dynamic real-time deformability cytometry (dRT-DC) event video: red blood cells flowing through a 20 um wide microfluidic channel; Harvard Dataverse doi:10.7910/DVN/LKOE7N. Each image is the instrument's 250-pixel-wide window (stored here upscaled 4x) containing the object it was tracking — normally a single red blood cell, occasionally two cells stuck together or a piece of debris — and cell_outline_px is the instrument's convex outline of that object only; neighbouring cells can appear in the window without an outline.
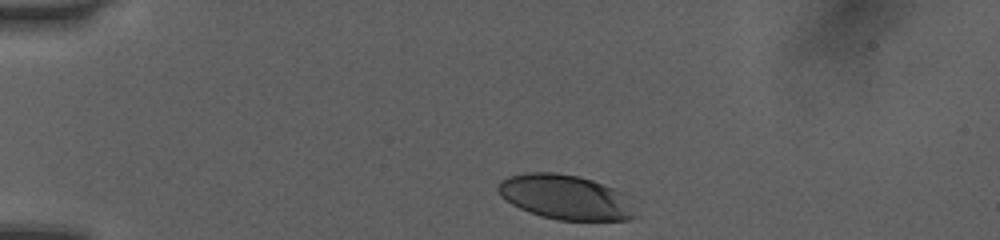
{"species": "human", "species_latin": "Homo sapiens", "temperature_condition": "room temperature", "stored_images_in_passage": 33, "camera_frame_rate_fps": 3000, "um_per_image_px": 0.085, "donor": {"sex": "female"}, "frame": {"image": 1, "passage_image": 1, "time_ms": 0.0, "image_size_px": [1000, 240], "cell_outline_px": [[636, 216], [632, 220], [556, 220], [540, 216], [528, 212], [512, 204], [500, 196], [496, 188], [500, 180], [508, 176], [528, 172], [556, 172], [580, 176], [592, 180], [612, 188], [620, 192]], "centroid_in_image_um": [47.97, 16.75], "position_along_channel_um": 37.0, "area_um2": 35.49}}
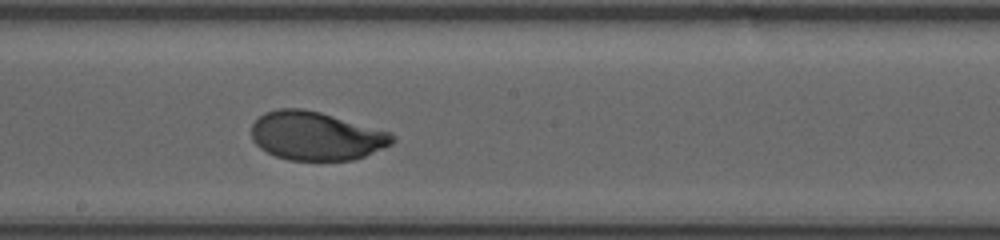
{"frame": {"image": 2, "passage_image": 19, "time_ms": 6.0, "image_size_px": [1000, 240], "cell_outline_px": [[396, 140], [392, 144], [364, 156], [352, 160], [288, 160], [276, 156], [260, 148], [252, 140], [252, 124], [264, 112], [280, 108], [300, 108], [320, 112], [392, 132], [396, 136]], "centroid_in_image_um": [26.88, 11.55], "position_along_channel_um": 221.3, "area_um2": 39.94}}
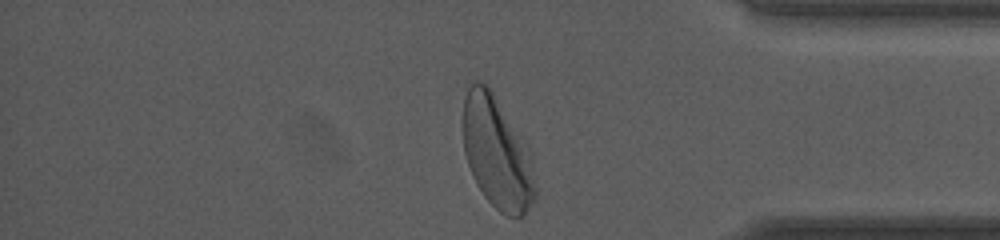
{"frame": {"image": 3, "passage_image": 33, "time_ms": 10.667, "image_size_px": [1000, 240], "cell_outline_px": [[536, 196], [524, 216], [508, 216], [500, 212], [484, 196], [476, 184], [472, 176], [464, 152], [464, 100], [468, 88], [472, 80], [476, 80], [484, 84], [492, 92], [532, 152], [536, 188]], "centroid_in_image_um": [42.27, 13.03], "position_along_channel_um": 392.9, "area_um2": 46.99}, "authors_computed_cell_mechanics": {"area_um2": 39.7664, "velocity_mm_per_s": 4.024, "shape_relaxation_time_tau1_ms": 2.1549, "shape_relaxation_time_tau2_ms": null, "deformation_change_tau1": 0.1341, "deformation_change_tau2": null}}